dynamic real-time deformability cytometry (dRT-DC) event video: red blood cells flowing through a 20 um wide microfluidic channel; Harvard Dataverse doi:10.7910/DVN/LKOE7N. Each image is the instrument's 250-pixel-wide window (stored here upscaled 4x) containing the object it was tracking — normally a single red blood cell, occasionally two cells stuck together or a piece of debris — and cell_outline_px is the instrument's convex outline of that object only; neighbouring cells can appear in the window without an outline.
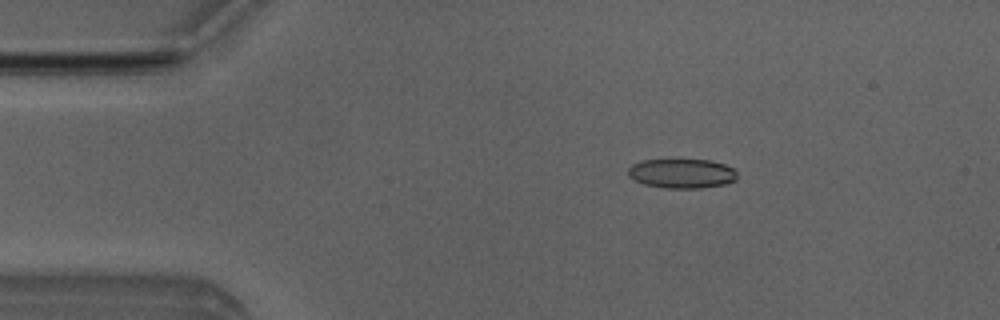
{"species": "Egyptian fruit bat (a non-hibernating species)", "species_latin": "Rousettus aegyptiacus", "temperature_condition": "room temperature", "stored_images_in_passage": 7, "camera_frame_rate_fps": 3000, "um_per_image_px": 0.085, "animal": {"sex": "male"}, "frame": {"image": 1, "passage_image": 3, "time_ms": 2.333, "image_size_px": [1000, 320], "cell_outline_px": [[736, 180], [724, 184], [700, 188], [664, 188], [644, 184], [632, 180], [628, 176], [628, 168], [632, 164], [640, 160], [712, 160], [724, 164], [732, 168], [736, 172]], "centroid_in_image_um": [57.91, 14.74], "position_along_channel_um": 27.1, "area_um2": 18.79}}